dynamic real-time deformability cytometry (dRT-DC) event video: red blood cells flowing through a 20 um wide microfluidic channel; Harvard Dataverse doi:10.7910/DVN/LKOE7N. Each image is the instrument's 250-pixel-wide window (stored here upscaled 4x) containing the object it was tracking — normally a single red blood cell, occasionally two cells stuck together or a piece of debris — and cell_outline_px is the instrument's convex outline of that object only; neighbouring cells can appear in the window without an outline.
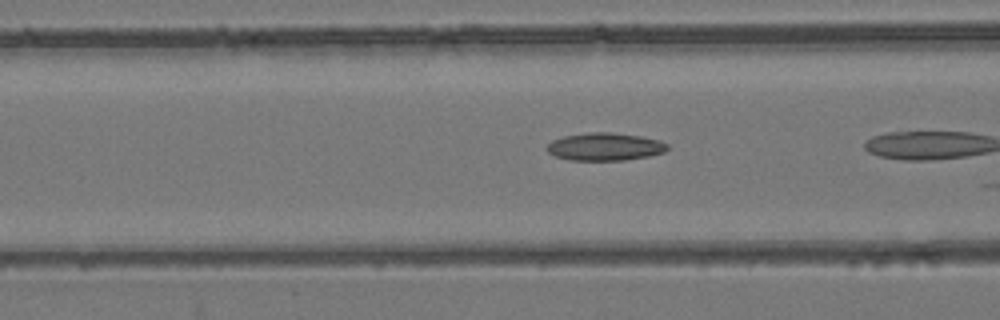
{"species": "common noctule bat (a hibernating species)", "species_latin": "Nyctalus noctula", "temperature_condition": "room temperature", "stored_images_in_passage": 7, "camera_frame_rate_fps": 3000, "um_per_image_px": 0.085, "animal": {"sex": "female", "body_mass_g": 24.6, "forearm_length_mm": 56.2}, "frame": {"image": 1, "passage_image": 3, "time_ms": 0.667, "image_size_px": [1000, 320], "cell_outline_px": [[668, 148], [664, 152], [648, 156], [624, 160], [572, 160], [556, 156], [548, 152], [544, 148], [552, 140], [564, 136], [588, 132], [612, 132], [640, 136], [660, 140], [668, 144]], "centroid_in_image_um": [51.41, 12.46], "position_along_channel_um": 115.2, "area_um2": 19.48}}
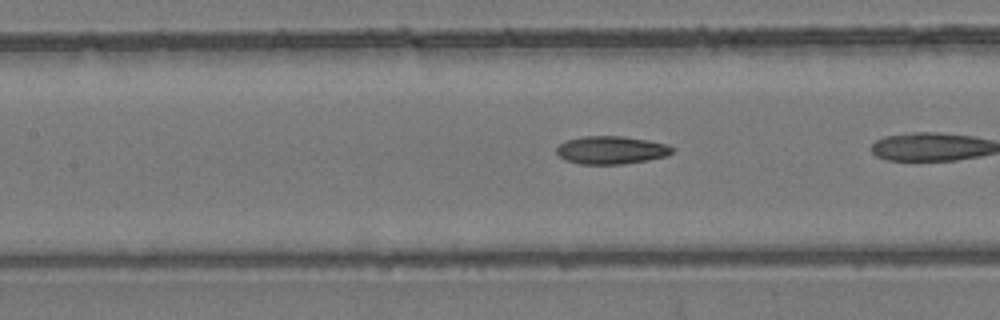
{"frame": {"image": 2, "passage_image": 6, "time_ms": 1.667, "image_size_px": [1000, 320], "cell_outline_px": [[676, 148], [668, 156], [648, 160], [624, 164], [580, 164], [564, 160], [556, 152], [556, 148], [560, 144], [568, 140], [584, 136], [624, 136], [648, 140], [668, 144]], "centroid_in_image_um": [52.0, 12.76], "position_along_channel_um": 155.4, "area_um2": 19.02}}